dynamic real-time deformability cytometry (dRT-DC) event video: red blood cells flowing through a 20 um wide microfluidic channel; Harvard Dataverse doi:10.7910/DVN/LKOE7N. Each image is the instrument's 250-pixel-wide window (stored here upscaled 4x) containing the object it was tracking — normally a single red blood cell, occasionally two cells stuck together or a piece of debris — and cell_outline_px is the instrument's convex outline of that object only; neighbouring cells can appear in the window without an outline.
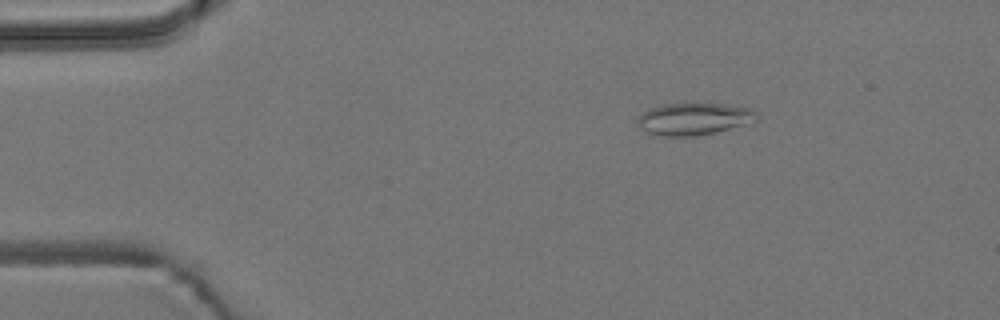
{"species": "common noctule bat (a hibernating species)", "species_latin": "Nyctalus noctula", "temperature_condition": "room temperature", "stored_images_in_passage": 4, "camera_frame_rate_fps": 3000, "um_per_image_px": 0.085, "animal": {"sex": "male", "body_mass_g": 19.2, "forearm_length_mm": 51.8}, "frame": {"image": 1, "passage_image": 3, "time_ms": 0.667, "image_size_px": [1000, 320], "cell_outline_px": [[760, 120], [696, 136], [664, 136], [648, 132], [640, 128], [636, 120], [644, 112], [652, 108], [664, 104], [692, 100], [724, 104], [752, 108], [760, 116]], "centroid_in_image_um": [59.02, 10.05], "position_along_channel_um": 26.0, "area_um2": 22.83}}